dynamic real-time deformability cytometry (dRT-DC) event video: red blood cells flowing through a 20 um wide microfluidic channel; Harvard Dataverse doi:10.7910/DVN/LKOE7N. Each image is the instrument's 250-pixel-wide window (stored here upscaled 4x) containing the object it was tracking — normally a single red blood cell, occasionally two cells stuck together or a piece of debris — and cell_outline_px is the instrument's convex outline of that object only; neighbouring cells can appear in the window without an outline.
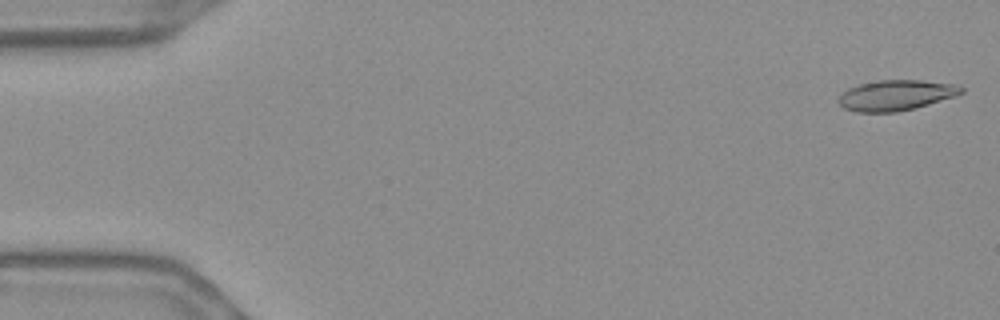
{"species": "Egyptian fruit bat (a non-hibernating species)", "species_latin": "Rousettus aegyptiacus", "temperature_condition": "warm", "stored_images_in_passage": 54, "camera_frame_rate_fps": 3000, "um_per_image_px": 0.085, "frame": {"image": 1, "passage_image": 1, "time_ms": 0.0, "image_size_px": [1000, 320], "cell_outline_px": [[964, 92], [956, 96], [916, 108], [896, 112], [856, 112], [844, 108], [836, 100], [848, 88], [860, 84], [876, 80], [920, 80], [960, 84], [964, 88]], "centroid_in_image_um": [76.2, 8.09], "position_along_channel_um": 8.8, "area_um2": 22.02}}
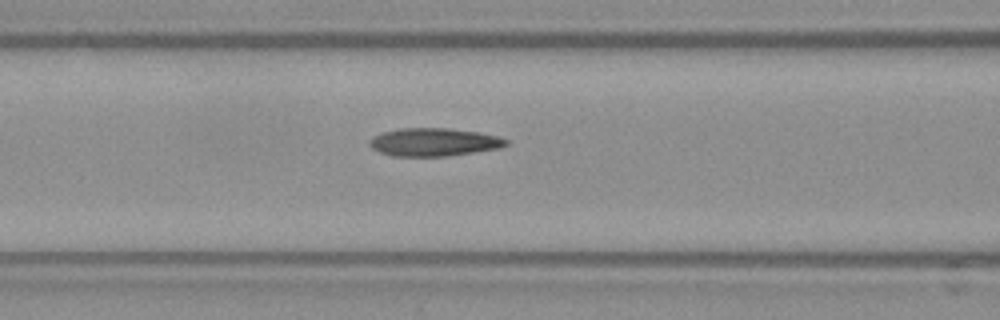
{"frame": {"image": 2, "passage_image": 22, "time_ms": 7.0, "image_size_px": [1000, 320], "cell_outline_px": [[508, 144], [500, 148], [448, 156], [392, 156], [380, 152], [372, 148], [368, 144], [368, 140], [372, 136], [384, 132], [400, 128], [448, 128], [480, 132], [496, 136], [508, 140]], "centroid_in_image_um": [36.86, 12.08], "position_along_channel_um": 129.7, "area_um2": 22.37}}
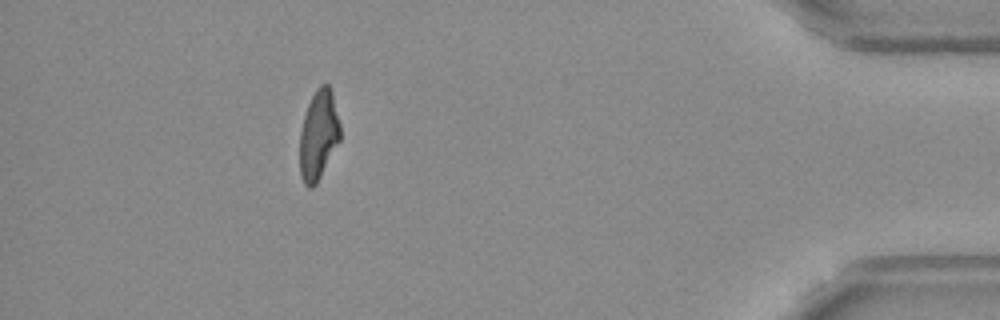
{"frame": {"image": 3, "passage_image": 49, "time_ms": 16.0, "image_size_px": [1000, 320], "cell_outline_px": [[340, 140], [316, 184], [312, 188], [308, 188], [304, 184], [300, 176], [300, 132], [304, 116], [308, 104], [316, 88], [320, 84], [328, 84], [332, 88], [340, 124]], "centroid_in_image_um": [27.08, 11.45], "position_along_channel_um": 408.1, "area_um2": 21.21}, "authors_computed_cell_mechanics": {"area_um2": 21.9929, "velocity_mm_per_s": 3.6963, "shape_relaxation_time_tau1_ms": null, "shape_relaxation_time_tau2_ms": 2.8905, "deformation_change_tau1": null, "deformation_change_tau2": 0.1245}}